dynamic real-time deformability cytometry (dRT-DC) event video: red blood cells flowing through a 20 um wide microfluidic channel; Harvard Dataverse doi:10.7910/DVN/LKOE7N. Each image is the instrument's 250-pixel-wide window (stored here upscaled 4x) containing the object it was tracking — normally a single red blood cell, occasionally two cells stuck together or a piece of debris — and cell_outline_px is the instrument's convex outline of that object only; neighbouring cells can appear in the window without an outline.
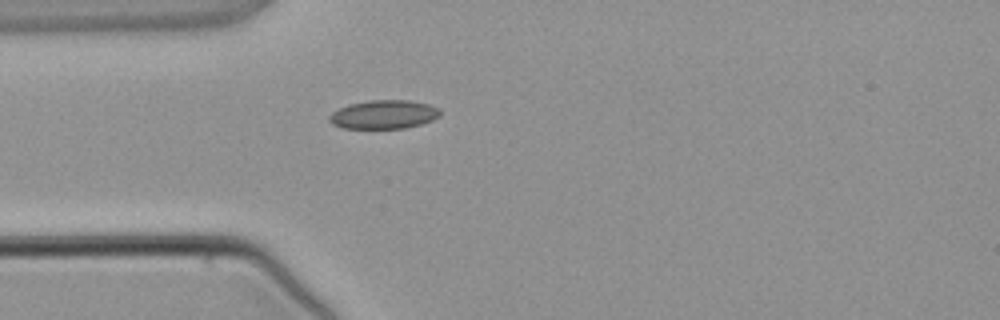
{"species": "common noctule bat (a hibernating species)", "species_latin": "Nyctalus noctula", "temperature_condition": "warm", "stored_images_in_passage": 4, "camera_frame_rate_fps": 3000, "um_per_image_px": 0.085, "animal": {"sex": "male", "body_mass_g": 21.5, "forearm_length_mm": 52.0}, "frame": {"image": 1, "passage_image": 4, "time_ms": 3.667, "image_size_px": [1000, 320], "cell_outline_px": [[440, 116], [432, 120], [420, 124], [404, 128], [344, 128], [332, 124], [328, 120], [328, 116], [332, 112], [348, 104], [368, 100], [412, 100], [428, 104], [440, 108]], "centroid_in_image_um": [32.62, 9.72], "position_along_channel_um": 52.4, "area_um2": 18.61}}